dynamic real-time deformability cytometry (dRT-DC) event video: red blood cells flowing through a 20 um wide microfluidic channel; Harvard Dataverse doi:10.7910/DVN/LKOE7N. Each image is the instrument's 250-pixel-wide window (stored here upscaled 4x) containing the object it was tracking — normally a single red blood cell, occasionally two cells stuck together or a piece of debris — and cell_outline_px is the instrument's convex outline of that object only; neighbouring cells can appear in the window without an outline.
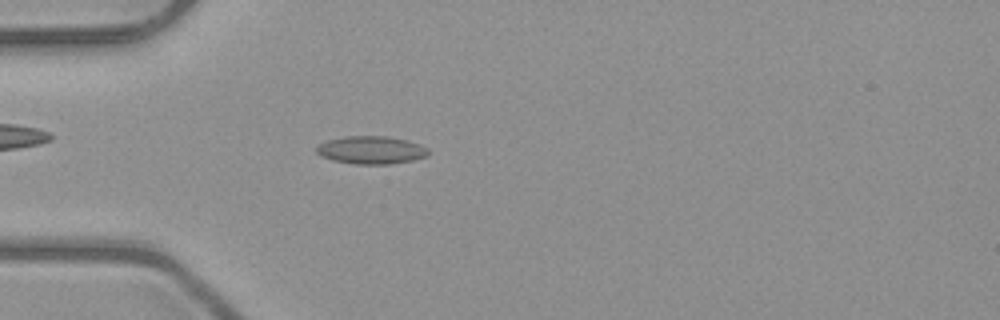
{"species": "common noctule bat (a hibernating species)", "species_latin": "Nyctalus noctula", "temperature_condition": "room temperature", "stored_images_in_passage": 51, "camera_frame_rate_fps": 3000, "um_per_image_px": 0.085, "animal": {"sex": "male", "body_mass_g": 23.1, "forearm_length_mm": 52.7}, "frame": {"image": 1, "passage_image": 15, "time_ms": 4.667, "image_size_px": [1000, 320], "cell_outline_px": [[428, 156], [412, 160], [388, 164], [356, 164], [332, 160], [320, 156], [316, 152], [316, 148], [320, 144], [328, 140], [344, 136], [384, 136], [404, 140], [420, 144], [428, 148]], "centroid_in_image_um": [31.53, 12.76], "position_along_channel_um": 53.5, "area_um2": 18.03}}
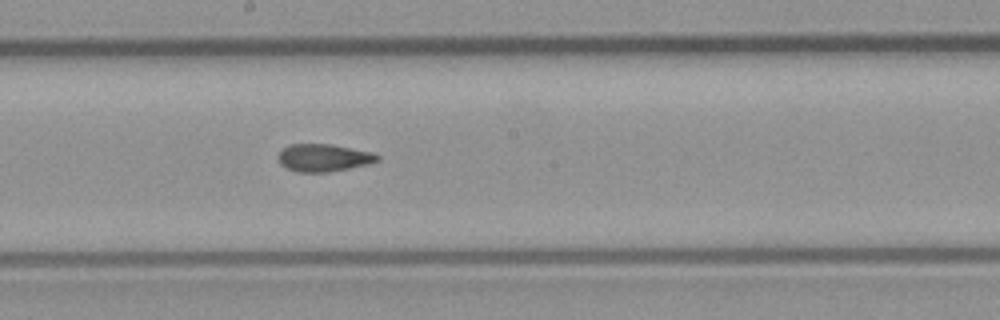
{"frame": {"image": 2, "passage_image": 28, "time_ms": 9.0, "image_size_px": [1000, 320], "cell_outline_px": [[380, 160], [368, 164], [328, 172], [296, 172], [280, 164], [280, 152], [284, 148], [292, 144], [328, 144], [372, 152], [380, 156]], "centroid_in_image_um": [27.54, 13.41], "position_along_channel_um": 220.7, "area_um2": 15.61}}
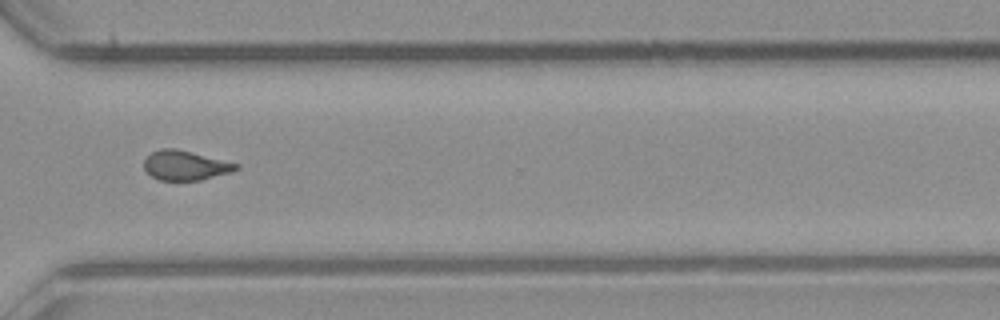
{"frame": {"image": 3, "passage_image": 38, "time_ms": 12.333, "image_size_px": [1000, 320], "cell_outline_px": [[240, 168], [228, 172], [200, 180], [160, 180], [152, 176], [144, 168], [144, 160], [152, 152], [160, 148], [176, 148], [240, 164]], "centroid_in_image_um": [15.74, 14.04], "position_along_channel_um": 354.9, "area_um2": 15.66}, "authors_computed_cell_mechanics": {"area_um2": 16.184, "velocity_mm_per_s": 4.0314, "shape_relaxation_time_tau1_ms": null, "shape_relaxation_time_tau2_ms": 1.793, "deformation_change_tau1": null, "deformation_change_tau2": 0.0799}}